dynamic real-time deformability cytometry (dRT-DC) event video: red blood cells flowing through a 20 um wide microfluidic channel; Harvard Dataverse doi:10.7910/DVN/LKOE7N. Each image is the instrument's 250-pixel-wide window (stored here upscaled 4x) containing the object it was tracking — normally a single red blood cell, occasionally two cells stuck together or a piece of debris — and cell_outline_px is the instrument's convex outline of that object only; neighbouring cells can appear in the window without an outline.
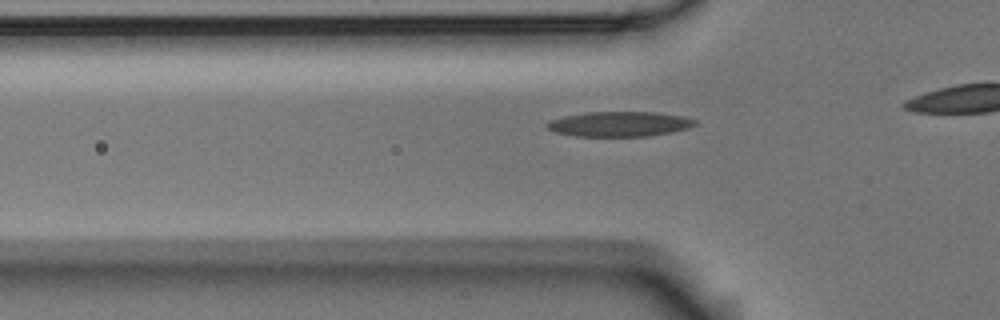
{"species": "Egyptian fruit bat (a non-hibernating species)", "species_latin": "Rousettus aegyptiacus", "temperature_condition": "room temperature", "stored_images_in_passage": 31, "camera_frame_rate_fps": 3000, "um_per_image_px": 0.085, "animal": {"sex": "male"}, "frame": {"image": 1, "passage_image": 4, "time_ms": 1.0, "image_size_px": [1000, 320], "cell_outline_px": [[696, 124], [688, 128], [648, 136], [576, 136], [552, 132], [544, 128], [544, 124], [548, 120], [564, 116], [588, 112], [656, 112], [684, 116], [696, 120]], "centroid_in_image_um": [52.56, 10.54], "position_along_channel_um": 73.2, "area_um2": 21.68}}
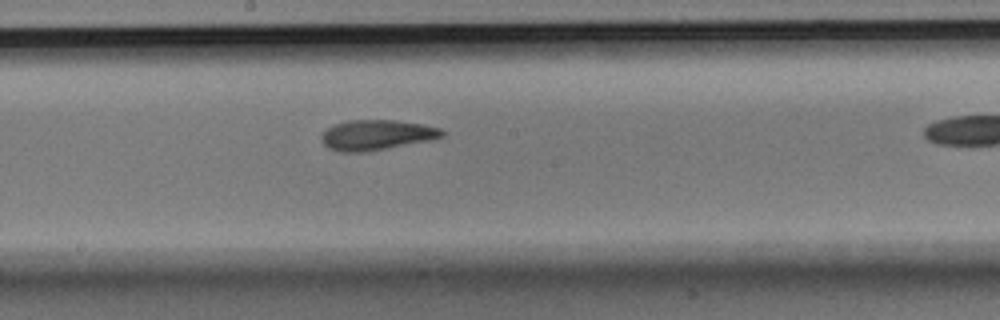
{"frame": {"image": 2, "passage_image": 16, "time_ms": 5.0, "image_size_px": [1000, 320], "cell_outline_px": [[444, 136], [432, 140], [388, 148], [364, 152], [340, 152], [328, 148], [320, 140], [320, 136], [332, 124], [348, 120], [396, 120], [424, 124], [440, 128], [444, 132]], "centroid_in_image_um": [32.0, 11.47], "position_along_channel_um": 216.2, "area_um2": 21.44}}
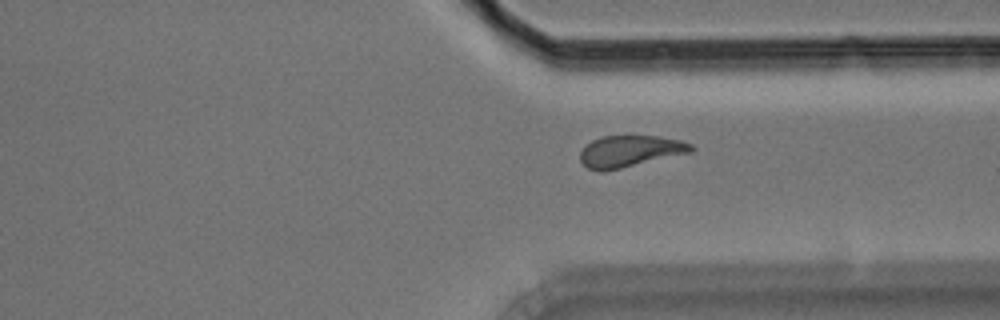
{"frame": {"image": 3, "passage_image": 28, "time_ms": 9.0, "image_size_px": [1000, 320], "cell_outline_px": [[696, 148], [692, 152], [620, 168], [600, 172], [588, 168], [580, 160], [580, 152], [584, 144], [600, 136], [660, 136], [680, 140], [692, 144]], "centroid_in_image_um": [53.53, 12.84], "position_along_channel_um": 357.9, "area_um2": 20.46}}